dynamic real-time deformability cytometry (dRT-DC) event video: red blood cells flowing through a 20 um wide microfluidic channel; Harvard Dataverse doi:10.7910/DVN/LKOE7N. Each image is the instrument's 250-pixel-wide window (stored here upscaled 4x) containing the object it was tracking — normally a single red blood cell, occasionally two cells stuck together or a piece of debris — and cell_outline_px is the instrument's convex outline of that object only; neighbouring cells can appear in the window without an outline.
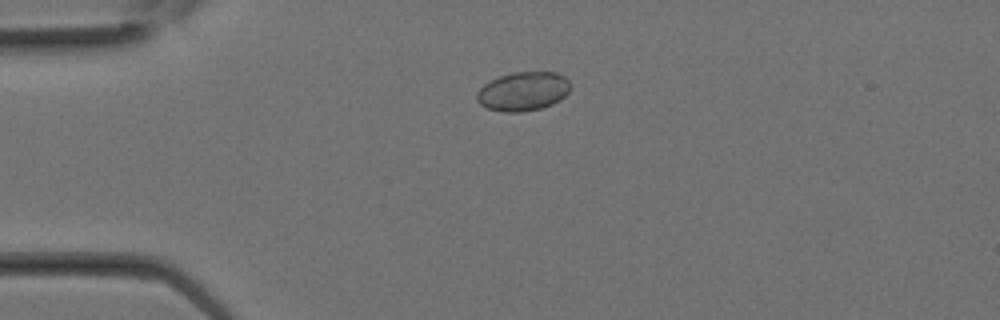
{"species": "Egyptian fruit bat (a non-hibernating species)", "species_latin": "Rousettus aegyptiacus", "temperature_condition": "room temperature", "stored_images_in_passage": 17, "camera_frame_rate_fps": 3000, "um_per_image_px": 0.085, "animal": {"sex": "female"}, "frame": {"image": 1, "passage_image": 5, "time_ms": 1.333, "image_size_px": [1000, 320], "cell_outline_px": [[568, 92], [560, 100], [552, 104], [540, 108], [520, 112], [504, 112], [488, 108], [480, 104], [476, 100], [476, 92], [484, 84], [500, 76], [512, 72], [556, 72], [564, 76], [568, 80]], "centroid_in_image_um": [44.44, 7.76], "position_along_channel_um": 40.6, "area_um2": 21.1}}
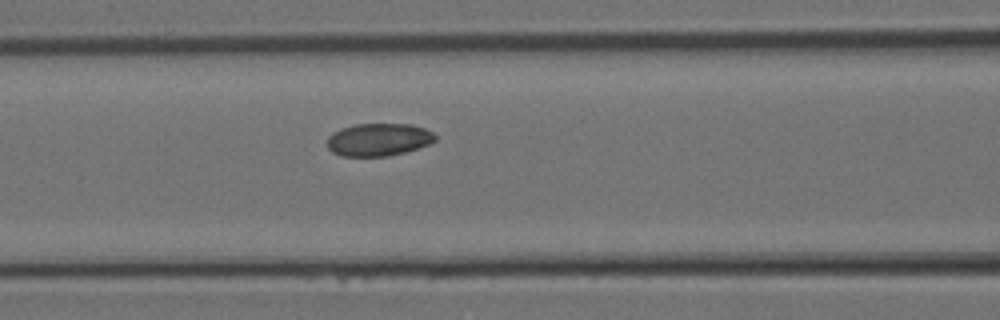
{"frame": {"image": 2, "passage_image": 10, "time_ms": 3.0, "image_size_px": [1000, 320], "cell_outline_px": [[436, 140], [428, 144], [404, 152], [388, 156], [340, 156], [332, 152], [328, 148], [328, 136], [332, 132], [340, 128], [356, 124], [412, 124], [424, 128], [432, 132], [436, 136]], "centroid_in_image_um": [32.15, 11.86], "position_along_channel_um": 134.5, "area_um2": 20.58}}
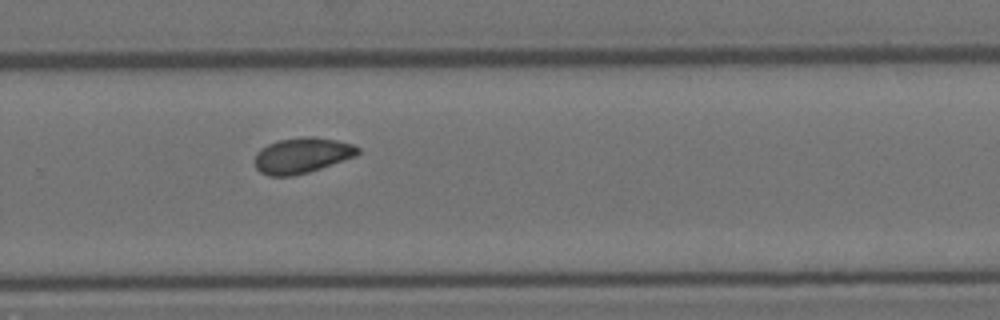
{"frame": {"image": 3, "passage_image": 17, "time_ms": 5.333, "image_size_px": [1000, 320], "cell_outline_px": [[360, 152], [356, 156], [308, 172], [292, 176], [268, 176], [260, 172], [256, 168], [256, 152], [260, 148], [268, 144], [280, 140], [304, 136], [312, 136], [336, 140], [352, 144], [360, 148]], "centroid_in_image_um": [25.67, 13.21], "position_along_channel_um": 304.1, "area_um2": 21.27}}